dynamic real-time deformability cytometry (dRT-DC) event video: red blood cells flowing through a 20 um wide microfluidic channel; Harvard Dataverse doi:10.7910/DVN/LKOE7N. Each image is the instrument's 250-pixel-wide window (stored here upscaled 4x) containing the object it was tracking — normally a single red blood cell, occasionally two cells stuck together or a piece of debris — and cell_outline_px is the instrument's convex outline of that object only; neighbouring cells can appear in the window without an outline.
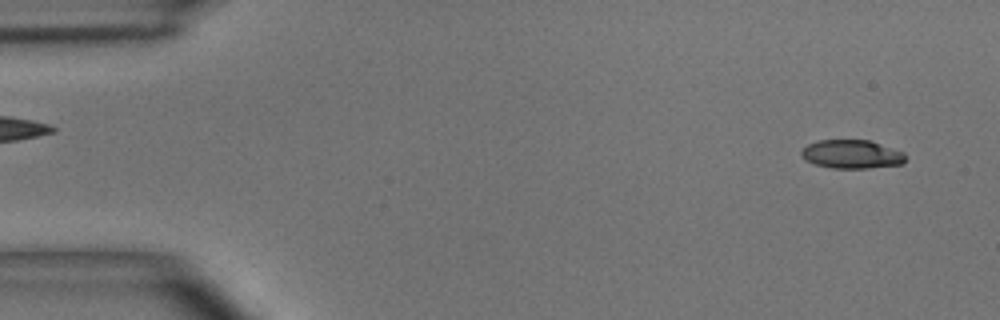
{"species": "common noctule bat (a hibernating species)", "species_latin": "Nyctalus noctula", "temperature_condition": "room temperature", "stored_images_in_passage": 25, "camera_frame_rate_fps": 3000, "um_per_image_px": 0.085, "animal": {"sex": "male", "body_mass_g": 15.6}, "frame": {"image": 1, "passage_image": 2, "time_ms": 0.333, "image_size_px": [1000, 320], "cell_outline_px": [[904, 164], [868, 168], [832, 168], [816, 164], [804, 160], [800, 156], [800, 152], [808, 144], [820, 140], [868, 140], [904, 152]], "centroid_in_image_um": [72.37, 13.11], "position_along_channel_um": 12.6, "area_um2": 17.28}}
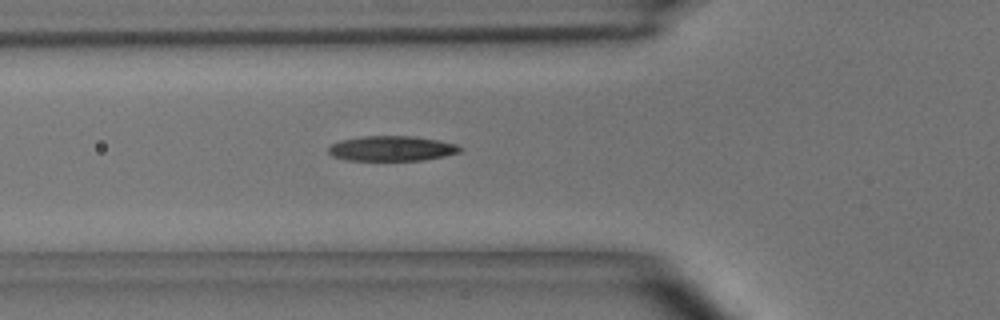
{"frame": {"image": 2, "passage_image": 16, "time_ms": 5.0, "image_size_px": [1000, 320], "cell_outline_px": [[460, 152], [444, 156], [424, 160], [348, 160], [332, 156], [328, 152], [328, 144], [340, 140], [360, 136], [412, 136], [440, 140], [456, 144], [460, 148]], "centroid_in_image_um": [33.25, 12.61], "position_along_channel_um": 92.6, "area_um2": 19.31}}